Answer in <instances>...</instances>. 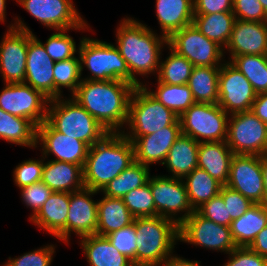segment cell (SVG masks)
I'll list each match as a JSON object with an SVG mask.
<instances>
[{
    "label": "cell",
    "mask_w": 267,
    "mask_h": 266,
    "mask_svg": "<svg viewBox=\"0 0 267 266\" xmlns=\"http://www.w3.org/2000/svg\"><path fill=\"white\" fill-rule=\"evenodd\" d=\"M156 15L167 39L176 31L193 23V0H156Z\"/></svg>",
    "instance_id": "26"
},
{
    "label": "cell",
    "mask_w": 267,
    "mask_h": 266,
    "mask_svg": "<svg viewBox=\"0 0 267 266\" xmlns=\"http://www.w3.org/2000/svg\"><path fill=\"white\" fill-rule=\"evenodd\" d=\"M54 99L62 97V87L69 88L72 95L81 83L80 57L57 61L54 65Z\"/></svg>",
    "instance_id": "39"
},
{
    "label": "cell",
    "mask_w": 267,
    "mask_h": 266,
    "mask_svg": "<svg viewBox=\"0 0 267 266\" xmlns=\"http://www.w3.org/2000/svg\"><path fill=\"white\" fill-rule=\"evenodd\" d=\"M177 119L178 116L155 99L143 84L134 89L130 99L127 125L131 131L122 133L134 142L140 136L156 133L172 125Z\"/></svg>",
    "instance_id": "6"
},
{
    "label": "cell",
    "mask_w": 267,
    "mask_h": 266,
    "mask_svg": "<svg viewBox=\"0 0 267 266\" xmlns=\"http://www.w3.org/2000/svg\"><path fill=\"white\" fill-rule=\"evenodd\" d=\"M98 202L96 234L107 236L133 223L134 217L122 198L104 196Z\"/></svg>",
    "instance_id": "29"
},
{
    "label": "cell",
    "mask_w": 267,
    "mask_h": 266,
    "mask_svg": "<svg viewBox=\"0 0 267 266\" xmlns=\"http://www.w3.org/2000/svg\"><path fill=\"white\" fill-rule=\"evenodd\" d=\"M135 88L127 81L82 79L71 97L108 132H120L128 121L129 103Z\"/></svg>",
    "instance_id": "1"
},
{
    "label": "cell",
    "mask_w": 267,
    "mask_h": 266,
    "mask_svg": "<svg viewBox=\"0 0 267 266\" xmlns=\"http://www.w3.org/2000/svg\"><path fill=\"white\" fill-rule=\"evenodd\" d=\"M0 137L20 146L37 147V126L30 120L0 108Z\"/></svg>",
    "instance_id": "31"
},
{
    "label": "cell",
    "mask_w": 267,
    "mask_h": 266,
    "mask_svg": "<svg viewBox=\"0 0 267 266\" xmlns=\"http://www.w3.org/2000/svg\"><path fill=\"white\" fill-rule=\"evenodd\" d=\"M183 179L188 199L193 210L196 211L204 203L220 193L223 186L215 178L210 176L205 170L195 168Z\"/></svg>",
    "instance_id": "33"
},
{
    "label": "cell",
    "mask_w": 267,
    "mask_h": 266,
    "mask_svg": "<svg viewBox=\"0 0 267 266\" xmlns=\"http://www.w3.org/2000/svg\"><path fill=\"white\" fill-rule=\"evenodd\" d=\"M229 256L230 259L224 266H267V258L248 247H236Z\"/></svg>",
    "instance_id": "49"
},
{
    "label": "cell",
    "mask_w": 267,
    "mask_h": 266,
    "mask_svg": "<svg viewBox=\"0 0 267 266\" xmlns=\"http://www.w3.org/2000/svg\"><path fill=\"white\" fill-rule=\"evenodd\" d=\"M248 248L253 252L267 258V226L257 234Z\"/></svg>",
    "instance_id": "52"
},
{
    "label": "cell",
    "mask_w": 267,
    "mask_h": 266,
    "mask_svg": "<svg viewBox=\"0 0 267 266\" xmlns=\"http://www.w3.org/2000/svg\"><path fill=\"white\" fill-rule=\"evenodd\" d=\"M201 216L213 222L230 227L232 219L228 216V210L220 194L211 198L196 210Z\"/></svg>",
    "instance_id": "45"
},
{
    "label": "cell",
    "mask_w": 267,
    "mask_h": 266,
    "mask_svg": "<svg viewBox=\"0 0 267 266\" xmlns=\"http://www.w3.org/2000/svg\"><path fill=\"white\" fill-rule=\"evenodd\" d=\"M81 75L84 66L91 72L83 80L127 81L130 83V71L120 51L113 44L97 39L82 38L78 48ZM84 65V66H83Z\"/></svg>",
    "instance_id": "7"
},
{
    "label": "cell",
    "mask_w": 267,
    "mask_h": 266,
    "mask_svg": "<svg viewBox=\"0 0 267 266\" xmlns=\"http://www.w3.org/2000/svg\"><path fill=\"white\" fill-rule=\"evenodd\" d=\"M110 243L118 249L121 254H124L132 260L135 266V254L137 251L136 233L134 228V221L132 224L123 227L117 231L112 232L106 236Z\"/></svg>",
    "instance_id": "42"
},
{
    "label": "cell",
    "mask_w": 267,
    "mask_h": 266,
    "mask_svg": "<svg viewBox=\"0 0 267 266\" xmlns=\"http://www.w3.org/2000/svg\"><path fill=\"white\" fill-rule=\"evenodd\" d=\"M46 121L57 131L91 147L109 132L73 98L49 100Z\"/></svg>",
    "instance_id": "5"
},
{
    "label": "cell",
    "mask_w": 267,
    "mask_h": 266,
    "mask_svg": "<svg viewBox=\"0 0 267 266\" xmlns=\"http://www.w3.org/2000/svg\"><path fill=\"white\" fill-rule=\"evenodd\" d=\"M55 247L48 245L43 248L24 253L18 258L9 257L7 263L2 266H50Z\"/></svg>",
    "instance_id": "44"
},
{
    "label": "cell",
    "mask_w": 267,
    "mask_h": 266,
    "mask_svg": "<svg viewBox=\"0 0 267 266\" xmlns=\"http://www.w3.org/2000/svg\"><path fill=\"white\" fill-rule=\"evenodd\" d=\"M233 155L226 141L202 142L198 147L197 167L225 186L229 179Z\"/></svg>",
    "instance_id": "24"
},
{
    "label": "cell",
    "mask_w": 267,
    "mask_h": 266,
    "mask_svg": "<svg viewBox=\"0 0 267 266\" xmlns=\"http://www.w3.org/2000/svg\"><path fill=\"white\" fill-rule=\"evenodd\" d=\"M44 26L58 30L88 29L72 0H16Z\"/></svg>",
    "instance_id": "16"
},
{
    "label": "cell",
    "mask_w": 267,
    "mask_h": 266,
    "mask_svg": "<svg viewBox=\"0 0 267 266\" xmlns=\"http://www.w3.org/2000/svg\"><path fill=\"white\" fill-rule=\"evenodd\" d=\"M261 169L264 179V204L267 206V155L261 156Z\"/></svg>",
    "instance_id": "54"
},
{
    "label": "cell",
    "mask_w": 267,
    "mask_h": 266,
    "mask_svg": "<svg viewBox=\"0 0 267 266\" xmlns=\"http://www.w3.org/2000/svg\"><path fill=\"white\" fill-rule=\"evenodd\" d=\"M250 111L267 124V92L257 94Z\"/></svg>",
    "instance_id": "51"
},
{
    "label": "cell",
    "mask_w": 267,
    "mask_h": 266,
    "mask_svg": "<svg viewBox=\"0 0 267 266\" xmlns=\"http://www.w3.org/2000/svg\"><path fill=\"white\" fill-rule=\"evenodd\" d=\"M43 160H27L16 166L13 171V179L20 189L42 180Z\"/></svg>",
    "instance_id": "43"
},
{
    "label": "cell",
    "mask_w": 267,
    "mask_h": 266,
    "mask_svg": "<svg viewBox=\"0 0 267 266\" xmlns=\"http://www.w3.org/2000/svg\"><path fill=\"white\" fill-rule=\"evenodd\" d=\"M194 15L232 12L233 0H193Z\"/></svg>",
    "instance_id": "50"
},
{
    "label": "cell",
    "mask_w": 267,
    "mask_h": 266,
    "mask_svg": "<svg viewBox=\"0 0 267 266\" xmlns=\"http://www.w3.org/2000/svg\"><path fill=\"white\" fill-rule=\"evenodd\" d=\"M135 266H160L173 257L179 225L161 216L134 218Z\"/></svg>",
    "instance_id": "4"
},
{
    "label": "cell",
    "mask_w": 267,
    "mask_h": 266,
    "mask_svg": "<svg viewBox=\"0 0 267 266\" xmlns=\"http://www.w3.org/2000/svg\"><path fill=\"white\" fill-rule=\"evenodd\" d=\"M40 141L43 144L44 158L52 153L56 156L54 161H63L84 167L89 149L85 142L55 130L46 120L37 127V143Z\"/></svg>",
    "instance_id": "19"
},
{
    "label": "cell",
    "mask_w": 267,
    "mask_h": 266,
    "mask_svg": "<svg viewBox=\"0 0 267 266\" xmlns=\"http://www.w3.org/2000/svg\"><path fill=\"white\" fill-rule=\"evenodd\" d=\"M52 192L42 181L21 188L23 202L34 211L30 219L36 215Z\"/></svg>",
    "instance_id": "47"
},
{
    "label": "cell",
    "mask_w": 267,
    "mask_h": 266,
    "mask_svg": "<svg viewBox=\"0 0 267 266\" xmlns=\"http://www.w3.org/2000/svg\"><path fill=\"white\" fill-rule=\"evenodd\" d=\"M198 261H188L178 256H173L164 265L161 266H200Z\"/></svg>",
    "instance_id": "53"
},
{
    "label": "cell",
    "mask_w": 267,
    "mask_h": 266,
    "mask_svg": "<svg viewBox=\"0 0 267 266\" xmlns=\"http://www.w3.org/2000/svg\"><path fill=\"white\" fill-rule=\"evenodd\" d=\"M167 46L185 57L193 66L222 65L220 61L223 59L225 49L204 36L193 23L174 32L167 39Z\"/></svg>",
    "instance_id": "10"
},
{
    "label": "cell",
    "mask_w": 267,
    "mask_h": 266,
    "mask_svg": "<svg viewBox=\"0 0 267 266\" xmlns=\"http://www.w3.org/2000/svg\"><path fill=\"white\" fill-rule=\"evenodd\" d=\"M99 191L83 188L70 193V204L67 216V243L71 231L79 237L96 234L98 202L92 195ZM91 195V196H90Z\"/></svg>",
    "instance_id": "21"
},
{
    "label": "cell",
    "mask_w": 267,
    "mask_h": 266,
    "mask_svg": "<svg viewBox=\"0 0 267 266\" xmlns=\"http://www.w3.org/2000/svg\"><path fill=\"white\" fill-rule=\"evenodd\" d=\"M230 63L246 77L257 94L267 92V55H239L230 59Z\"/></svg>",
    "instance_id": "37"
},
{
    "label": "cell",
    "mask_w": 267,
    "mask_h": 266,
    "mask_svg": "<svg viewBox=\"0 0 267 266\" xmlns=\"http://www.w3.org/2000/svg\"><path fill=\"white\" fill-rule=\"evenodd\" d=\"M148 184L154 199L156 216L168 218L180 225L194 212L183 179L154 176L149 177ZM180 211L185 213L181 217H175Z\"/></svg>",
    "instance_id": "11"
},
{
    "label": "cell",
    "mask_w": 267,
    "mask_h": 266,
    "mask_svg": "<svg viewBox=\"0 0 267 266\" xmlns=\"http://www.w3.org/2000/svg\"><path fill=\"white\" fill-rule=\"evenodd\" d=\"M220 67L194 66L188 79L196 103L218 104V77Z\"/></svg>",
    "instance_id": "32"
},
{
    "label": "cell",
    "mask_w": 267,
    "mask_h": 266,
    "mask_svg": "<svg viewBox=\"0 0 267 266\" xmlns=\"http://www.w3.org/2000/svg\"><path fill=\"white\" fill-rule=\"evenodd\" d=\"M228 115L218 104L194 103L179 117L181 132L199 143L226 141Z\"/></svg>",
    "instance_id": "8"
},
{
    "label": "cell",
    "mask_w": 267,
    "mask_h": 266,
    "mask_svg": "<svg viewBox=\"0 0 267 266\" xmlns=\"http://www.w3.org/2000/svg\"><path fill=\"white\" fill-rule=\"evenodd\" d=\"M69 192H52L47 201L30 221L67 243V216Z\"/></svg>",
    "instance_id": "23"
},
{
    "label": "cell",
    "mask_w": 267,
    "mask_h": 266,
    "mask_svg": "<svg viewBox=\"0 0 267 266\" xmlns=\"http://www.w3.org/2000/svg\"><path fill=\"white\" fill-rule=\"evenodd\" d=\"M235 19L252 22H267V14L259 0H233Z\"/></svg>",
    "instance_id": "46"
},
{
    "label": "cell",
    "mask_w": 267,
    "mask_h": 266,
    "mask_svg": "<svg viewBox=\"0 0 267 266\" xmlns=\"http://www.w3.org/2000/svg\"><path fill=\"white\" fill-rule=\"evenodd\" d=\"M226 186L241 193L253 204H264L261 156L234 154Z\"/></svg>",
    "instance_id": "17"
},
{
    "label": "cell",
    "mask_w": 267,
    "mask_h": 266,
    "mask_svg": "<svg viewBox=\"0 0 267 266\" xmlns=\"http://www.w3.org/2000/svg\"><path fill=\"white\" fill-rule=\"evenodd\" d=\"M117 48L130 71V83L136 87L143 85L135 73L148 75L158 73L161 49L167 45V38L156 35L147 25L132 18L122 19L116 33Z\"/></svg>",
    "instance_id": "2"
},
{
    "label": "cell",
    "mask_w": 267,
    "mask_h": 266,
    "mask_svg": "<svg viewBox=\"0 0 267 266\" xmlns=\"http://www.w3.org/2000/svg\"><path fill=\"white\" fill-rule=\"evenodd\" d=\"M259 2L261 3V5L263 6L266 14H267V0H259Z\"/></svg>",
    "instance_id": "56"
},
{
    "label": "cell",
    "mask_w": 267,
    "mask_h": 266,
    "mask_svg": "<svg viewBox=\"0 0 267 266\" xmlns=\"http://www.w3.org/2000/svg\"><path fill=\"white\" fill-rule=\"evenodd\" d=\"M235 20L233 12H220L194 15L193 24L204 36L225 48Z\"/></svg>",
    "instance_id": "34"
},
{
    "label": "cell",
    "mask_w": 267,
    "mask_h": 266,
    "mask_svg": "<svg viewBox=\"0 0 267 266\" xmlns=\"http://www.w3.org/2000/svg\"><path fill=\"white\" fill-rule=\"evenodd\" d=\"M148 91L165 107L171 109L178 118L196 103L187 84L171 85L158 81L157 90Z\"/></svg>",
    "instance_id": "36"
},
{
    "label": "cell",
    "mask_w": 267,
    "mask_h": 266,
    "mask_svg": "<svg viewBox=\"0 0 267 266\" xmlns=\"http://www.w3.org/2000/svg\"><path fill=\"white\" fill-rule=\"evenodd\" d=\"M49 100L26 83H6L0 93V108L28 119L38 127L46 120Z\"/></svg>",
    "instance_id": "12"
},
{
    "label": "cell",
    "mask_w": 267,
    "mask_h": 266,
    "mask_svg": "<svg viewBox=\"0 0 267 266\" xmlns=\"http://www.w3.org/2000/svg\"><path fill=\"white\" fill-rule=\"evenodd\" d=\"M82 249L90 266H134L106 236L97 234L80 237Z\"/></svg>",
    "instance_id": "27"
},
{
    "label": "cell",
    "mask_w": 267,
    "mask_h": 266,
    "mask_svg": "<svg viewBox=\"0 0 267 266\" xmlns=\"http://www.w3.org/2000/svg\"><path fill=\"white\" fill-rule=\"evenodd\" d=\"M181 134L178 118L172 125L164 127L156 133L138 137L133 142L135 162L148 167L157 162L163 165L170 148Z\"/></svg>",
    "instance_id": "20"
},
{
    "label": "cell",
    "mask_w": 267,
    "mask_h": 266,
    "mask_svg": "<svg viewBox=\"0 0 267 266\" xmlns=\"http://www.w3.org/2000/svg\"><path fill=\"white\" fill-rule=\"evenodd\" d=\"M170 55L165 61H161L158 70L157 81L171 85L187 84L194 66L185 57L180 56L169 46Z\"/></svg>",
    "instance_id": "38"
},
{
    "label": "cell",
    "mask_w": 267,
    "mask_h": 266,
    "mask_svg": "<svg viewBox=\"0 0 267 266\" xmlns=\"http://www.w3.org/2000/svg\"><path fill=\"white\" fill-rule=\"evenodd\" d=\"M6 0H0V21H5Z\"/></svg>",
    "instance_id": "55"
},
{
    "label": "cell",
    "mask_w": 267,
    "mask_h": 266,
    "mask_svg": "<svg viewBox=\"0 0 267 266\" xmlns=\"http://www.w3.org/2000/svg\"><path fill=\"white\" fill-rule=\"evenodd\" d=\"M28 30L9 28L0 42V73L6 83H24Z\"/></svg>",
    "instance_id": "18"
},
{
    "label": "cell",
    "mask_w": 267,
    "mask_h": 266,
    "mask_svg": "<svg viewBox=\"0 0 267 266\" xmlns=\"http://www.w3.org/2000/svg\"><path fill=\"white\" fill-rule=\"evenodd\" d=\"M148 166L134 162L111 180L102 190L104 196L123 198L131 190L148 182L150 171Z\"/></svg>",
    "instance_id": "35"
},
{
    "label": "cell",
    "mask_w": 267,
    "mask_h": 266,
    "mask_svg": "<svg viewBox=\"0 0 267 266\" xmlns=\"http://www.w3.org/2000/svg\"><path fill=\"white\" fill-rule=\"evenodd\" d=\"M267 226V206L253 204L241 217L230 225L231 235L237 247H248Z\"/></svg>",
    "instance_id": "30"
},
{
    "label": "cell",
    "mask_w": 267,
    "mask_h": 266,
    "mask_svg": "<svg viewBox=\"0 0 267 266\" xmlns=\"http://www.w3.org/2000/svg\"><path fill=\"white\" fill-rule=\"evenodd\" d=\"M218 105L227 113L250 111L257 93L246 77L229 61L220 66Z\"/></svg>",
    "instance_id": "15"
},
{
    "label": "cell",
    "mask_w": 267,
    "mask_h": 266,
    "mask_svg": "<svg viewBox=\"0 0 267 266\" xmlns=\"http://www.w3.org/2000/svg\"><path fill=\"white\" fill-rule=\"evenodd\" d=\"M53 192H75L84 188L83 168L63 161L49 160L42 169V180Z\"/></svg>",
    "instance_id": "25"
},
{
    "label": "cell",
    "mask_w": 267,
    "mask_h": 266,
    "mask_svg": "<svg viewBox=\"0 0 267 266\" xmlns=\"http://www.w3.org/2000/svg\"><path fill=\"white\" fill-rule=\"evenodd\" d=\"M227 145L234 154L267 155V124L253 112L230 114Z\"/></svg>",
    "instance_id": "9"
},
{
    "label": "cell",
    "mask_w": 267,
    "mask_h": 266,
    "mask_svg": "<svg viewBox=\"0 0 267 266\" xmlns=\"http://www.w3.org/2000/svg\"><path fill=\"white\" fill-rule=\"evenodd\" d=\"M179 240L227 254L237 247L230 227L219 225L197 211L179 225Z\"/></svg>",
    "instance_id": "13"
},
{
    "label": "cell",
    "mask_w": 267,
    "mask_h": 266,
    "mask_svg": "<svg viewBox=\"0 0 267 266\" xmlns=\"http://www.w3.org/2000/svg\"><path fill=\"white\" fill-rule=\"evenodd\" d=\"M67 31L58 30V32L50 35L45 44L42 43L54 62L74 58V54L78 52L73 38L65 33Z\"/></svg>",
    "instance_id": "41"
},
{
    "label": "cell",
    "mask_w": 267,
    "mask_h": 266,
    "mask_svg": "<svg viewBox=\"0 0 267 266\" xmlns=\"http://www.w3.org/2000/svg\"><path fill=\"white\" fill-rule=\"evenodd\" d=\"M219 194L222 196L228 210V216L232 220L241 217L253 205L248 198L226 185L221 187Z\"/></svg>",
    "instance_id": "48"
},
{
    "label": "cell",
    "mask_w": 267,
    "mask_h": 266,
    "mask_svg": "<svg viewBox=\"0 0 267 266\" xmlns=\"http://www.w3.org/2000/svg\"><path fill=\"white\" fill-rule=\"evenodd\" d=\"M9 28L28 30V50L24 83L54 99V65L42 42L19 18Z\"/></svg>",
    "instance_id": "14"
},
{
    "label": "cell",
    "mask_w": 267,
    "mask_h": 266,
    "mask_svg": "<svg viewBox=\"0 0 267 266\" xmlns=\"http://www.w3.org/2000/svg\"><path fill=\"white\" fill-rule=\"evenodd\" d=\"M225 48L231 59L239 55H267V22L236 19Z\"/></svg>",
    "instance_id": "22"
},
{
    "label": "cell",
    "mask_w": 267,
    "mask_h": 266,
    "mask_svg": "<svg viewBox=\"0 0 267 266\" xmlns=\"http://www.w3.org/2000/svg\"><path fill=\"white\" fill-rule=\"evenodd\" d=\"M122 199L134 218L156 216L154 199L148 182L139 188L131 190Z\"/></svg>",
    "instance_id": "40"
},
{
    "label": "cell",
    "mask_w": 267,
    "mask_h": 266,
    "mask_svg": "<svg viewBox=\"0 0 267 266\" xmlns=\"http://www.w3.org/2000/svg\"><path fill=\"white\" fill-rule=\"evenodd\" d=\"M199 142L181 134L170 148L163 165H166L171 177L183 179L198 166Z\"/></svg>",
    "instance_id": "28"
},
{
    "label": "cell",
    "mask_w": 267,
    "mask_h": 266,
    "mask_svg": "<svg viewBox=\"0 0 267 266\" xmlns=\"http://www.w3.org/2000/svg\"><path fill=\"white\" fill-rule=\"evenodd\" d=\"M134 162L133 142L122 132H109L88 149L83 167L84 187L100 192Z\"/></svg>",
    "instance_id": "3"
}]
</instances>
